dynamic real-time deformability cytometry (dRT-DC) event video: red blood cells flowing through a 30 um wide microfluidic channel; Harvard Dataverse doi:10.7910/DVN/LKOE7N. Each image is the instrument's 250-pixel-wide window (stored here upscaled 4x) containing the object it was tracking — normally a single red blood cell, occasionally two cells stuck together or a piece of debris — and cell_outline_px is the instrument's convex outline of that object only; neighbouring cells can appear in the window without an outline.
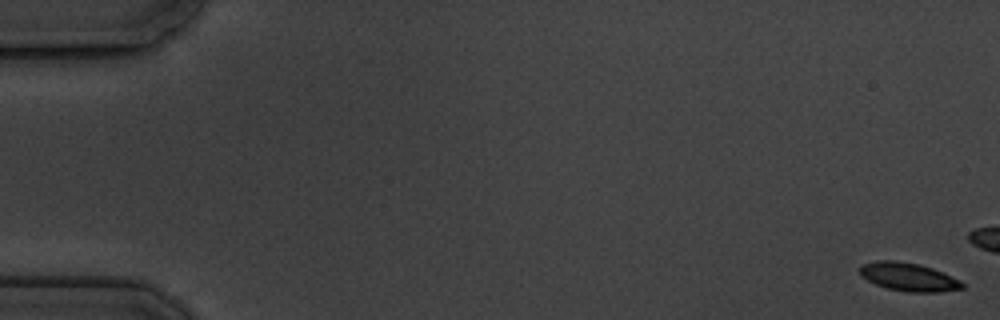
{"species": "common noctule bat (a hibernating species)", "species_latin": "Nyctalus noctula", "temperature_condition": "cold", "stored_images_in_passage": 8, "segment_of_instrument_passage": [1, 2], "camera_frame_rate_fps": 3000, "um_per_image_px": 0.085, "animal": {"sex": "male", "body_mass_g": 19.5, "forearm_length_mm": 54.6}, "frame": {"image": 1, "passage_image": 1, "time_ms": 0.0, "image_size_px": [1000, 320], "cell_outline_px": [[964, 288], [940, 292], [908, 292], [888, 288], [876, 284], [860, 276], [860, 264], [876, 260], [896, 260], [920, 264], [944, 272], [960, 280], [964, 284]], "centroid_in_image_um": [77.23, 23.52], "position_along_channel_um": 7.8, "area_um2": 17.05}}
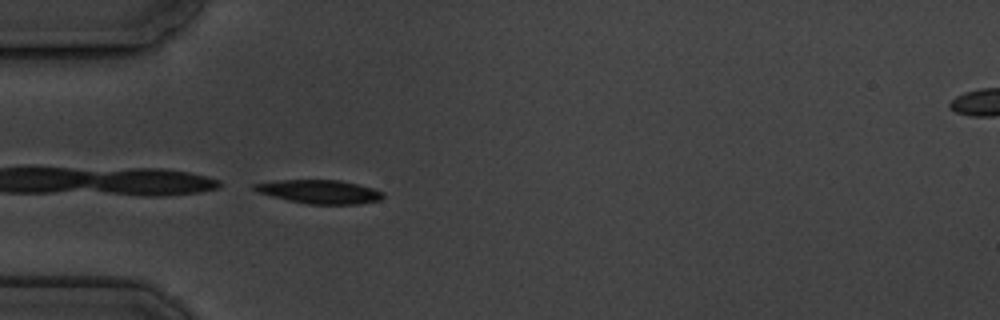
{"frame": {"image": 2, "passage_image": 7, "time_ms": 11.667, "image_size_px": [1000, 320], "cell_outline_px": [[384, 196], [380, 200], [360, 204], [308, 204], [288, 200], [256, 192], [252, 188], [252, 184], [276, 180], [340, 180], [372, 188], [384, 192]], "centroid_in_image_um": [27.14, 16.29], "position_along_channel_um": 57.9, "area_um2": 17.74}}